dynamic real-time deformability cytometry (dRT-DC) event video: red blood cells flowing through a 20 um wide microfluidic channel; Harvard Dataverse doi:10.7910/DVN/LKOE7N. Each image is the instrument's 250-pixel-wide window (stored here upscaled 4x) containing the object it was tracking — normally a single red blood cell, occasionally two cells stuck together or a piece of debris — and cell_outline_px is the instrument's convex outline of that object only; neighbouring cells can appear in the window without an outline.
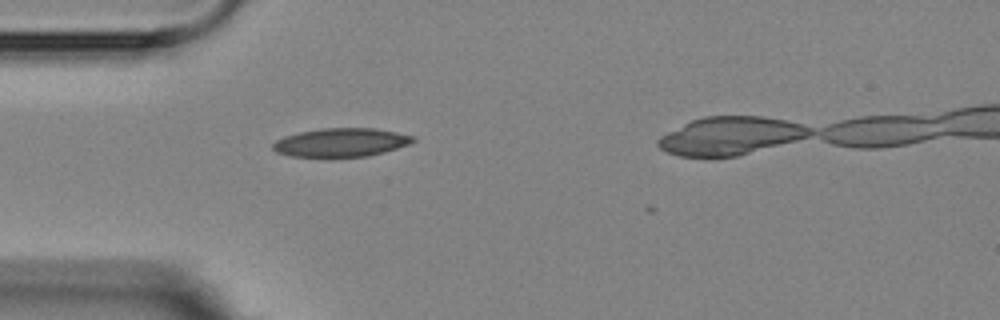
{"species": "Egyptian fruit bat (a non-hibernating species)", "species_latin": "Rousettus aegyptiacus", "temperature_condition": "room temperature", "stored_images_in_passage": 3, "camera_frame_rate_fps": 3000, "um_per_image_px": 0.085, "animal": {"sex": "female"}, "frame": {"image": 1, "passage_image": 2, "time_ms": 1.0, "image_size_px": [1000, 320], "cell_outline_px": [[416, 140], [408, 144], [396, 148], [368, 156], [288, 156], [276, 152], [272, 148], [272, 144], [276, 140], [284, 136], [300, 132], [320, 128], [372, 128], [396, 132], [416, 136]], "centroid_in_image_um": [28.97, 12.09], "position_along_channel_um": 56.0, "area_um2": 23.12}}